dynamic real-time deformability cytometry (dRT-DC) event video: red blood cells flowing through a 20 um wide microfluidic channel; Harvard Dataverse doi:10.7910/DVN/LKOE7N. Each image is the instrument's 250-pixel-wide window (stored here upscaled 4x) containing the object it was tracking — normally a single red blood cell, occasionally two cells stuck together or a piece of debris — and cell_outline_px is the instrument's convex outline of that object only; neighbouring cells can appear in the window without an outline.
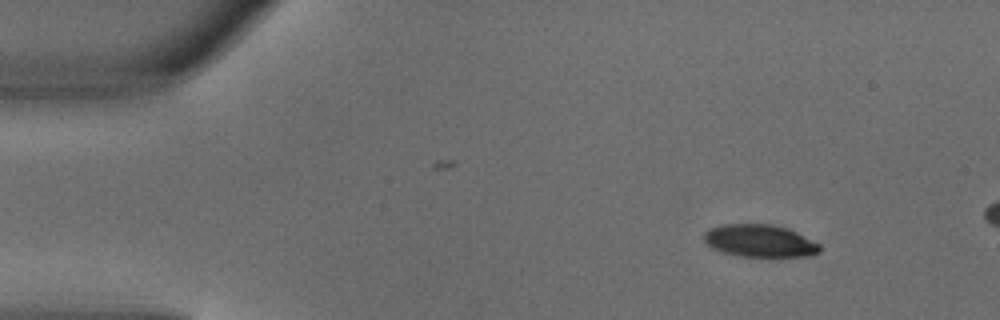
{"species": "common noctule bat (a hibernating species)", "species_latin": "Nyctalus noctula", "temperature_condition": "warm", "stored_images_in_passage": 4, "camera_frame_rate_fps": 3000, "um_per_image_px": 0.085, "animal": {"sex": "male", "body_mass_g": 18.8}, "frame": {"image": 1, "passage_image": 1, "time_ms": 0.0, "image_size_px": [1000, 320], "cell_outline_px": [[820, 252], [812, 256], [740, 256], [724, 252], [712, 248], [704, 240], [704, 232], [708, 228], [720, 224], [772, 224], [788, 228], [820, 244]], "centroid_in_image_um": [64.57, 20.46], "position_along_channel_um": 20.4, "area_um2": 21.91}}